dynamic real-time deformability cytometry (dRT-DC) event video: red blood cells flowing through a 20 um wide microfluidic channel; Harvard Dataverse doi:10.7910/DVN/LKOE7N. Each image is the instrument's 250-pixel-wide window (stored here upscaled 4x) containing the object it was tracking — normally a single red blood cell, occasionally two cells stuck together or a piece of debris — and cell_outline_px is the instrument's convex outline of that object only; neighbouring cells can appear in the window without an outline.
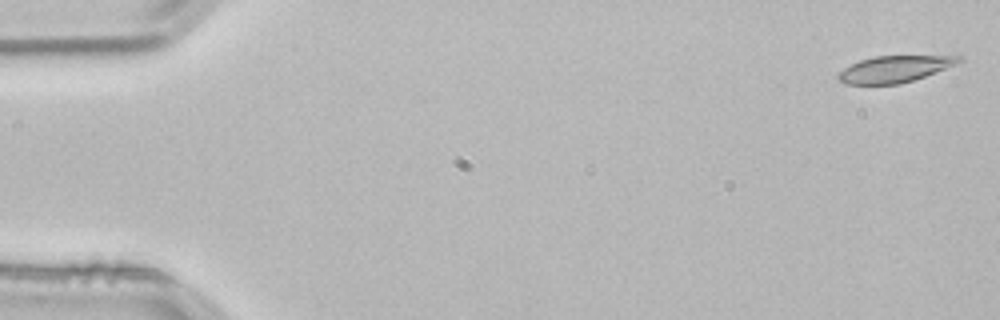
{"species": "common noctule bat (a hibernating species)", "species_latin": "Nyctalus noctula", "temperature_condition": "room temperature", "stored_images_in_passage": 3, "camera_frame_rate_fps": 3000, "um_per_image_px": 0.085, "animal": {"sex": "male", "body_mass_g": 21.5, "forearm_length_mm": 52.0}, "frame": {"image": 1, "passage_image": 1, "time_ms": 0.0, "image_size_px": [1000, 320], "cell_outline_px": [[964, 60], [956, 64], [924, 76], [900, 84], [844, 84], [836, 80], [836, 76], [844, 68], [860, 60], [876, 56], [960, 56]], "centroid_in_image_um": [75.99, 5.87], "position_along_channel_um": 9.0, "area_um2": 18.44}}